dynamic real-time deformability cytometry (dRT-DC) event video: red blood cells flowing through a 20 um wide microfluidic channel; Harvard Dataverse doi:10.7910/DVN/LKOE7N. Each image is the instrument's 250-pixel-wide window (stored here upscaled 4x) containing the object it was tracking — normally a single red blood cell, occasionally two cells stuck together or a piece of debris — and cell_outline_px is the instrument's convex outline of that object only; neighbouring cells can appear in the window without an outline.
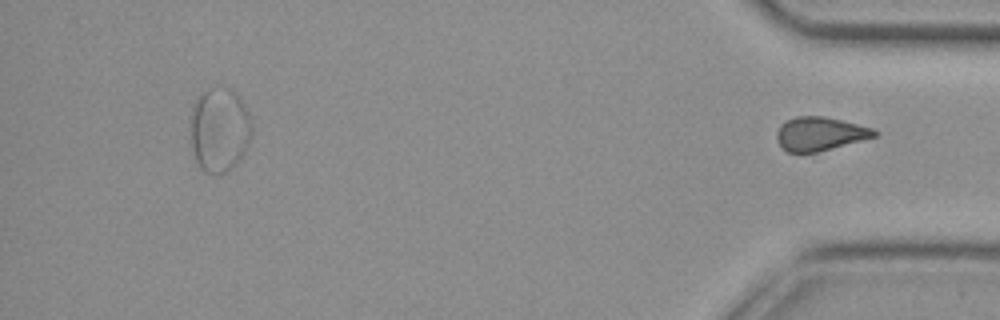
{"species": "common noctule bat (a hibernating species)", "species_latin": "Nyctalus noctula", "temperature_condition": "cold", "stored_images_in_passage": 50, "segment_of_instrument_passage": [2, 2], "camera_frame_rate_fps": 3000, "um_per_image_px": 0.085, "animal": {"sex": "female", "body_mass_g": 29.2, "forearm_length_mm": 56.3}, "frame": {"image": 1, "passage_image": 50, "time_ms": 16.333, "image_size_px": [1000, 320], "cell_outline_px": [[880, 132], [876, 136], [816, 152], [788, 152], [776, 140], [776, 132], [780, 124], [796, 116], [824, 116], [872, 128]], "centroid_in_image_um": [69.67, 11.36], "position_along_channel_um": 365.5, "area_um2": 18.84}}